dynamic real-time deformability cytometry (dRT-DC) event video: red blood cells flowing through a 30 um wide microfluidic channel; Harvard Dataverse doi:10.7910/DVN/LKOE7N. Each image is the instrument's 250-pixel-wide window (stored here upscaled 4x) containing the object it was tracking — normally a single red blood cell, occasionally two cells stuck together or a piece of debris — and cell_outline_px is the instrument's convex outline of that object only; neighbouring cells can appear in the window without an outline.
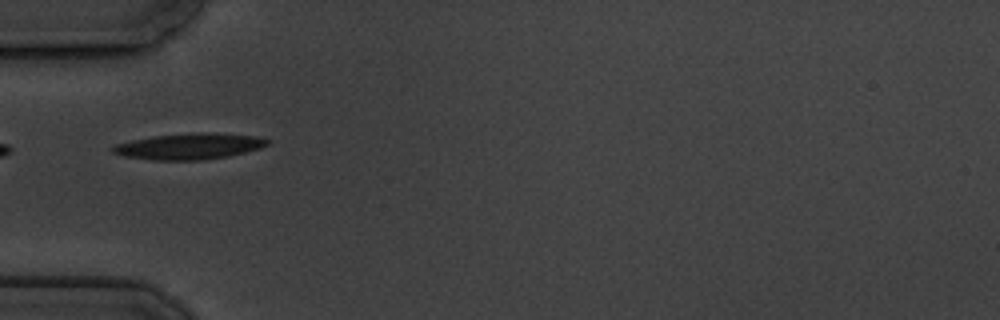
{"species": "common noctule bat (a hibernating species)", "species_latin": "Nyctalus noctula", "temperature_condition": "cold", "stored_images_in_passage": 10, "camera_frame_rate_fps": 3000, "um_per_image_px": 0.085, "animal": {"sex": "male", "body_mass_g": 19.5, "forearm_length_mm": 54.6}, "frame": {"image": 1, "passage_image": 6, "time_ms": 5.667, "image_size_px": [1000, 320], "cell_outline_px": [[268, 144], [260, 148], [228, 156], [204, 160], [152, 160], [124, 156], [112, 152], [108, 148], [112, 144], [132, 140], [156, 136], [196, 132], [208, 132], [256, 136], [268, 140]], "centroid_in_image_um": [16.02, 12.44], "position_along_channel_um": 69.0, "area_um2": 23.47}}
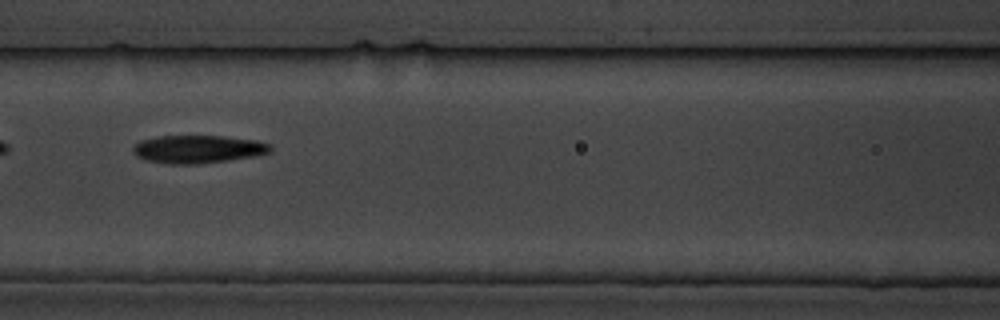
{"frame": {"image": 2, "passage_image": 8, "time_ms": 8.0, "image_size_px": [1000, 320], "cell_outline_px": [[272, 152], [256, 156], [228, 160], [196, 164], [168, 164], [148, 160], [136, 156], [132, 152], [132, 148], [140, 140], [156, 136], [224, 136], [256, 140], [272, 144]], "centroid_in_image_um": [16.85, 12.67], "position_along_channel_um": 149.7, "area_um2": 22.54}}
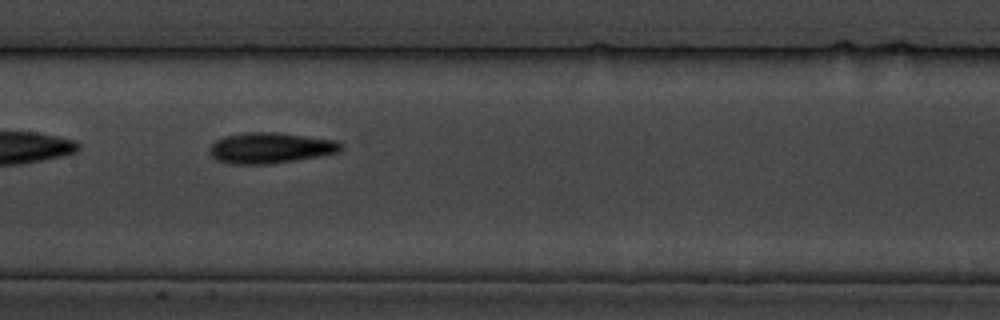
{"frame": {"image": 3, "passage_image": 9, "time_ms": 9.0, "image_size_px": [1000, 320], "cell_outline_px": [[344, 148], [340, 152], [296, 160], [268, 164], [228, 164], [216, 160], [208, 152], [208, 148], [216, 140], [224, 136], [244, 132], [276, 132], [336, 140], [344, 144]], "centroid_in_image_um": [22.97, 12.57], "position_along_channel_um": 184.4, "area_um2": 23.81}}